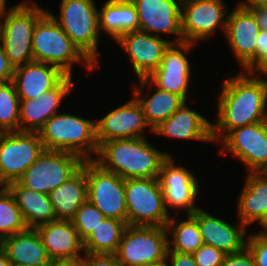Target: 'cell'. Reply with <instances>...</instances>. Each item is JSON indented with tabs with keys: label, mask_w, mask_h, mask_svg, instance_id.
I'll use <instances>...</instances> for the list:
<instances>
[{
	"label": "cell",
	"mask_w": 267,
	"mask_h": 266,
	"mask_svg": "<svg viewBox=\"0 0 267 266\" xmlns=\"http://www.w3.org/2000/svg\"><path fill=\"white\" fill-rule=\"evenodd\" d=\"M219 89L218 111L212 123L215 144L235 128L265 121L267 80L239 71L224 80Z\"/></svg>",
	"instance_id": "cell-1"
},
{
	"label": "cell",
	"mask_w": 267,
	"mask_h": 266,
	"mask_svg": "<svg viewBox=\"0 0 267 266\" xmlns=\"http://www.w3.org/2000/svg\"><path fill=\"white\" fill-rule=\"evenodd\" d=\"M170 156L141 137L103 142L93 161L123 179L159 178L162 164Z\"/></svg>",
	"instance_id": "cell-2"
},
{
	"label": "cell",
	"mask_w": 267,
	"mask_h": 266,
	"mask_svg": "<svg viewBox=\"0 0 267 266\" xmlns=\"http://www.w3.org/2000/svg\"><path fill=\"white\" fill-rule=\"evenodd\" d=\"M96 120L75 114L57 113L38 131L44 150L65 151L93 160L98 151Z\"/></svg>",
	"instance_id": "cell-3"
},
{
	"label": "cell",
	"mask_w": 267,
	"mask_h": 266,
	"mask_svg": "<svg viewBox=\"0 0 267 266\" xmlns=\"http://www.w3.org/2000/svg\"><path fill=\"white\" fill-rule=\"evenodd\" d=\"M32 54L34 61L56 66L68 76H72L75 63L84 64L87 72L90 73L96 68L48 12L37 21L34 27Z\"/></svg>",
	"instance_id": "cell-4"
},
{
	"label": "cell",
	"mask_w": 267,
	"mask_h": 266,
	"mask_svg": "<svg viewBox=\"0 0 267 266\" xmlns=\"http://www.w3.org/2000/svg\"><path fill=\"white\" fill-rule=\"evenodd\" d=\"M21 2L0 16V42L14 68L34 61L33 30L37 21L47 12L35 1Z\"/></svg>",
	"instance_id": "cell-5"
},
{
	"label": "cell",
	"mask_w": 267,
	"mask_h": 266,
	"mask_svg": "<svg viewBox=\"0 0 267 266\" xmlns=\"http://www.w3.org/2000/svg\"><path fill=\"white\" fill-rule=\"evenodd\" d=\"M59 15L47 12L78 49L96 66L99 64V21L94 0H61Z\"/></svg>",
	"instance_id": "cell-6"
},
{
	"label": "cell",
	"mask_w": 267,
	"mask_h": 266,
	"mask_svg": "<svg viewBox=\"0 0 267 266\" xmlns=\"http://www.w3.org/2000/svg\"><path fill=\"white\" fill-rule=\"evenodd\" d=\"M125 198L128 225L166 227L171 216L159 178L125 179Z\"/></svg>",
	"instance_id": "cell-7"
},
{
	"label": "cell",
	"mask_w": 267,
	"mask_h": 266,
	"mask_svg": "<svg viewBox=\"0 0 267 266\" xmlns=\"http://www.w3.org/2000/svg\"><path fill=\"white\" fill-rule=\"evenodd\" d=\"M166 227L130 226L123 233L116 256L123 266H147L167 258Z\"/></svg>",
	"instance_id": "cell-8"
},
{
	"label": "cell",
	"mask_w": 267,
	"mask_h": 266,
	"mask_svg": "<svg viewBox=\"0 0 267 266\" xmlns=\"http://www.w3.org/2000/svg\"><path fill=\"white\" fill-rule=\"evenodd\" d=\"M83 161L75 153L43 150L18 182L30 190L49 194L70 178Z\"/></svg>",
	"instance_id": "cell-9"
},
{
	"label": "cell",
	"mask_w": 267,
	"mask_h": 266,
	"mask_svg": "<svg viewBox=\"0 0 267 266\" xmlns=\"http://www.w3.org/2000/svg\"><path fill=\"white\" fill-rule=\"evenodd\" d=\"M87 200L107 218L127 223L125 179L101 168L93 160H85Z\"/></svg>",
	"instance_id": "cell-10"
},
{
	"label": "cell",
	"mask_w": 267,
	"mask_h": 266,
	"mask_svg": "<svg viewBox=\"0 0 267 266\" xmlns=\"http://www.w3.org/2000/svg\"><path fill=\"white\" fill-rule=\"evenodd\" d=\"M43 150L38 132L0 133V187L18 181Z\"/></svg>",
	"instance_id": "cell-11"
},
{
	"label": "cell",
	"mask_w": 267,
	"mask_h": 266,
	"mask_svg": "<svg viewBox=\"0 0 267 266\" xmlns=\"http://www.w3.org/2000/svg\"><path fill=\"white\" fill-rule=\"evenodd\" d=\"M225 4L223 0H183V40L196 44L211 38L220 28L224 34L229 15L226 8L228 5Z\"/></svg>",
	"instance_id": "cell-12"
},
{
	"label": "cell",
	"mask_w": 267,
	"mask_h": 266,
	"mask_svg": "<svg viewBox=\"0 0 267 266\" xmlns=\"http://www.w3.org/2000/svg\"><path fill=\"white\" fill-rule=\"evenodd\" d=\"M219 155L229 152L246 165L247 173L267 169V125L265 121L231 130L221 141Z\"/></svg>",
	"instance_id": "cell-13"
},
{
	"label": "cell",
	"mask_w": 267,
	"mask_h": 266,
	"mask_svg": "<svg viewBox=\"0 0 267 266\" xmlns=\"http://www.w3.org/2000/svg\"><path fill=\"white\" fill-rule=\"evenodd\" d=\"M95 126L98 146L116 139L144 137L145 128L154 133V128L135 97L95 121Z\"/></svg>",
	"instance_id": "cell-14"
},
{
	"label": "cell",
	"mask_w": 267,
	"mask_h": 266,
	"mask_svg": "<svg viewBox=\"0 0 267 266\" xmlns=\"http://www.w3.org/2000/svg\"><path fill=\"white\" fill-rule=\"evenodd\" d=\"M159 180L168 212L172 208L177 214L178 210L192 214L199 208L195 203L200 191L196 176L184 166H177L172 156L162 164Z\"/></svg>",
	"instance_id": "cell-15"
},
{
	"label": "cell",
	"mask_w": 267,
	"mask_h": 266,
	"mask_svg": "<svg viewBox=\"0 0 267 266\" xmlns=\"http://www.w3.org/2000/svg\"><path fill=\"white\" fill-rule=\"evenodd\" d=\"M135 5L139 31L151 35L172 34V43L184 42L181 20V0H131Z\"/></svg>",
	"instance_id": "cell-16"
},
{
	"label": "cell",
	"mask_w": 267,
	"mask_h": 266,
	"mask_svg": "<svg viewBox=\"0 0 267 266\" xmlns=\"http://www.w3.org/2000/svg\"><path fill=\"white\" fill-rule=\"evenodd\" d=\"M195 43H171L165 50L160 66L148 77L158 88L188 99L191 66L187 54Z\"/></svg>",
	"instance_id": "cell-17"
},
{
	"label": "cell",
	"mask_w": 267,
	"mask_h": 266,
	"mask_svg": "<svg viewBox=\"0 0 267 266\" xmlns=\"http://www.w3.org/2000/svg\"><path fill=\"white\" fill-rule=\"evenodd\" d=\"M117 43L129 56L132 69L140 79L149 77L160 66L165 50L172 40L134 31L122 35Z\"/></svg>",
	"instance_id": "cell-18"
},
{
	"label": "cell",
	"mask_w": 267,
	"mask_h": 266,
	"mask_svg": "<svg viewBox=\"0 0 267 266\" xmlns=\"http://www.w3.org/2000/svg\"><path fill=\"white\" fill-rule=\"evenodd\" d=\"M66 75L53 89L36 99L20 100L19 131L38 132L45 122L58 113L60 104L72 93L74 82Z\"/></svg>",
	"instance_id": "cell-19"
},
{
	"label": "cell",
	"mask_w": 267,
	"mask_h": 266,
	"mask_svg": "<svg viewBox=\"0 0 267 266\" xmlns=\"http://www.w3.org/2000/svg\"><path fill=\"white\" fill-rule=\"evenodd\" d=\"M191 215L197 220L205 245L213 246L226 254L238 253L246 248L247 226L239 220L233 225L202 208H198Z\"/></svg>",
	"instance_id": "cell-20"
},
{
	"label": "cell",
	"mask_w": 267,
	"mask_h": 266,
	"mask_svg": "<svg viewBox=\"0 0 267 266\" xmlns=\"http://www.w3.org/2000/svg\"><path fill=\"white\" fill-rule=\"evenodd\" d=\"M35 229L51 260H71L83 257V241L72 220L56 219Z\"/></svg>",
	"instance_id": "cell-21"
},
{
	"label": "cell",
	"mask_w": 267,
	"mask_h": 266,
	"mask_svg": "<svg viewBox=\"0 0 267 266\" xmlns=\"http://www.w3.org/2000/svg\"><path fill=\"white\" fill-rule=\"evenodd\" d=\"M259 25L250 10L236 5L229 12L224 35L234 58L243 67L254 55Z\"/></svg>",
	"instance_id": "cell-22"
},
{
	"label": "cell",
	"mask_w": 267,
	"mask_h": 266,
	"mask_svg": "<svg viewBox=\"0 0 267 266\" xmlns=\"http://www.w3.org/2000/svg\"><path fill=\"white\" fill-rule=\"evenodd\" d=\"M66 76L58 67L31 61L14 68L12 82L20 100L36 99Z\"/></svg>",
	"instance_id": "cell-23"
},
{
	"label": "cell",
	"mask_w": 267,
	"mask_h": 266,
	"mask_svg": "<svg viewBox=\"0 0 267 266\" xmlns=\"http://www.w3.org/2000/svg\"><path fill=\"white\" fill-rule=\"evenodd\" d=\"M154 134L173 139L213 143L212 122L189 108L186 102L168 119L155 127Z\"/></svg>",
	"instance_id": "cell-24"
},
{
	"label": "cell",
	"mask_w": 267,
	"mask_h": 266,
	"mask_svg": "<svg viewBox=\"0 0 267 266\" xmlns=\"http://www.w3.org/2000/svg\"><path fill=\"white\" fill-rule=\"evenodd\" d=\"M242 192L237 200V218L248 226L258 222L261 227L267 222V176L247 173Z\"/></svg>",
	"instance_id": "cell-25"
},
{
	"label": "cell",
	"mask_w": 267,
	"mask_h": 266,
	"mask_svg": "<svg viewBox=\"0 0 267 266\" xmlns=\"http://www.w3.org/2000/svg\"><path fill=\"white\" fill-rule=\"evenodd\" d=\"M1 248L12 266H48L51 262L40 235L34 228L3 238Z\"/></svg>",
	"instance_id": "cell-26"
},
{
	"label": "cell",
	"mask_w": 267,
	"mask_h": 266,
	"mask_svg": "<svg viewBox=\"0 0 267 266\" xmlns=\"http://www.w3.org/2000/svg\"><path fill=\"white\" fill-rule=\"evenodd\" d=\"M139 82L140 86L135 84L132 93L153 128L168 119L184 102H188L180 95L158 88L148 77L140 78ZM144 87L156 91L146 98V95L142 96Z\"/></svg>",
	"instance_id": "cell-27"
},
{
	"label": "cell",
	"mask_w": 267,
	"mask_h": 266,
	"mask_svg": "<svg viewBox=\"0 0 267 266\" xmlns=\"http://www.w3.org/2000/svg\"><path fill=\"white\" fill-rule=\"evenodd\" d=\"M6 188L14 196L27 228H36L56 220L49 194L30 190L18 181L9 183Z\"/></svg>",
	"instance_id": "cell-28"
},
{
	"label": "cell",
	"mask_w": 267,
	"mask_h": 266,
	"mask_svg": "<svg viewBox=\"0 0 267 266\" xmlns=\"http://www.w3.org/2000/svg\"><path fill=\"white\" fill-rule=\"evenodd\" d=\"M99 31L116 42L128 32L139 31V20L131 0H107L98 10Z\"/></svg>",
	"instance_id": "cell-29"
},
{
	"label": "cell",
	"mask_w": 267,
	"mask_h": 266,
	"mask_svg": "<svg viewBox=\"0 0 267 266\" xmlns=\"http://www.w3.org/2000/svg\"><path fill=\"white\" fill-rule=\"evenodd\" d=\"M56 219H72L87 201L85 160L82 166L58 188L49 193Z\"/></svg>",
	"instance_id": "cell-30"
},
{
	"label": "cell",
	"mask_w": 267,
	"mask_h": 266,
	"mask_svg": "<svg viewBox=\"0 0 267 266\" xmlns=\"http://www.w3.org/2000/svg\"><path fill=\"white\" fill-rule=\"evenodd\" d=\"M127 226L124 221L105 217L83 241L84 253L116 254Z\"/></svg>",
	"instance_id": "cell-31"
},
{
	"label": "cell",
	"mask_w": 267,
	"mask_h": 266,
	"mask_svg": "<svg viewBox=\"0 0 267 266\" xmlns=\"http://www.w3.org/2000/svg\"><path fill=\"white\" fill-rule=\"evenodd\" d=\"M185 216V220L179 221L175 214L167 222V234L172 238H168V250L193 254L204 243L197 220L191 214Z\"/></svg>",
	"instance_id": "cell-32"
},
{
	"label": "cell",
	"mask_w": 267,
	"mask_h": 266,
	"mask_svg": "<svg viewBox=\"0 0 267 266\" xmlns=\"http://www.w3.org/2000/svg\"><path fill=\"white\" fill-rule=\"evenodd\" d=\"M0 240L27 229L14 196L6 187H0Z\"/></svg>",
	"instance_id": "cell-33"
},
{
	"label": "cell",
	"mask_w": 267,
	"mask_h": 266,
	"mask_svg": "<svg viewBox=\"0 0 267 266\" xmlns=\"http://www.w3.org/2000/svg\"><path fill=\"white\" fill-rule=\"evenodd\" d=\"M20 99L12 81L0 83V133L19 131Z\"/></svg>",
	"instance_id": "cell-34"
},
{
	"label": "cell",
	"mask_w": 267,
	"mask_h": 266,
	"mask_svg": "<svg viewBox=\"0 0 267 266\" xmlns=\"http://www.w3.org/2000/svg\"><path fill=\"white\" fill-rule=\"evenodd\" d=\"M104 218V214L87 200L79 207L71 220L80 239L84 241Z\"/></svg>",
	"instance_id": "cell-35"
},
{
	"label": "cell",
	"mask_w": 267,
	"mask_h": 266,
	"mask_svg": "<svg viewBox=\"0 0 267 266\" xmlns=\"http://www.w3.org/2000/svg\"><path fill=\"white\" fill-rule=\"evenodd\" d=\"M246 248L252 254L256 266H267V233L262 231L250 233Z\"/></svg>",
	"instance_id": "cell-36"
},
{
	"label": "cell",
	"mask_w": 267,
	"mask_h": 266,
	"mask_svg": "<svg viewBox=\"0 0 267 266\" xmlns=\"http://www.w3.org/2000/svg\"><path fill=\"white\" fill-rule=\"evenodd\" d=\"M226 255L222 250L205 244L193 253L197 266H221Z\"/></svg>",
	"instance_id": "cell-37"
},
{
	"label": "cell",
	"mask_w": 267,
	"mask_h": 266,
	"mask_svg": "<svg viewBox=\"0 0 267 266\" xmlns=\"http://www.w3.org/2000/svg\"><path fill=\"white\" fill-rule=\"evenodd\" d=\"M82 266H123L115 254L84 253Z\"/></svg>",
	"instance_id": "cell-38"
},
{
	"label": "cell",
	"mask_w": 267,
	"mask_h": 266,
	"mask_svg": "<svg viewBox=\"0 0 267 266\" xmlns=\"http://www.w3.org/2000/svg\"><path fill=\"white\" fill-rule=\"evenodd\" d=\"M267 54V31L258 33L255 46V55L242 67L241 71L249 72Z\"/></svg>",
	"instance_id": "cell-39"
},
{
	"label": "cell",
	"mask_w": 267,
	"mask_h": 266,
	"mask_svg": "<svg viewBox=\"0 0 267 266\" xmlns=\"http://www.w3.org/2000/svg\"><path fill=\"white\" fill-rule=\"evenodd\" d=\"M221 266H256V264L250 251L245 248L238 253L227 254Z\"/></svg>",
	"instance_id": "cell-40"
},
{
	"label": "cell",
	"mask_w": 267,
	"mask_h": 266,
	"mask_svg": "<svg viewBox=\"0 0 267 266\" xmlns=\"http://www.w3.org/2000/svg\"><path fill=\"white\" fill-rule=\"evenodd\" d=\"M170 266H197L193 254L167 251V258Z\"/></svg>",
	"instance_id": "cell-41"
},
{
	"label": "cell",
	"mask_w": 267,
	"mask_h": 266,
	"mask_svg": "<svg viewBox=\"0 0 267 266\" xmlns=\"http://www.w3.org/2000/svg\"><path fill=\"white\" fill-rule=\"evenodd\" d=\"M14 67L10 64L4 48L0 42V83L12 81Z\"/></svg>",
	"instance_id": "cell-42"
},
{
	"label": "cell",
	"mask_w": 267,
	"mask_h": 266,
	"mask_svg": "<svg viewBox=\"0 0 267 266\" xmlns=\"http://www.w3.org/2000/svg\"><path fill=\"white\" fill-rule=\"evenodd\" d=\"M249 10L255 16L259 28L267 31V6H260Z\"/></svg>",
	"instance_id": "cell-43"
},
{
	"label": "cell",
	"mask_w": 267,
	"mask_h": 266,
	"mask_svg": "<svg viewBox=\"0 0 267 266\" xmlns=\"http://www.w3.org/2000/svg\"><path fill=\"white\" fill-rule=\"evenodd\" d=\"M249 72L256 77L267 80V54Z\"/></svg>",
	"instance_id": "cell-44"
},
{
	"label": "cell",
	"mask_w": 267,
	"mask_h": 266,
	"mask_svg": "<svg viewBox=\"0 0 267 266\" xmlns=\"http://www.w3.org/2000/svg\"><path fill=\"white\" fill-rule=\"evenodd\" d=\"M237 6L249 10L260 6H267V0H244L239 2Z\"/></svg>",
	"instance_id": "cell-45"
},
{
	"label": "cell",
	"mask_w": 267,
	"mask_h": 266,
	"mask_svg": "<svg viewBox=\"0 0 267 266\" xmlns=\"http://www.w3.org/2000/svg\"><path fill=\"white\" fill-rule=\"evenodd\" d=\"M48 266H82L81 259L51 260Z\"/></svg>",
	"instance_id": "cell-46"
},
{
	"label": "cell",
	"mask_w": 267,
	"mask_h": 266,
	"mask_svg": "<svg viewBox=\"0 0 267 266\" xmlns=\"http://www.w3.org/2000/svg\"><path fill=\"white\" fill-rule=\"evenodd\" d=\"M0 266H12L5 251L0 248Z\"/></svg>",
	"instance_id": "cell-47"
},
{
	"label": "cell",
	"mask_w": 267,
	"mask_h": 266,
	"mask_svg": "<svg viewBox=\"0 0 267 266\" xmlns=\"http://www.w3.org/2000/svg\"><path fill=\"white\" fill-rule=\"evenodd\" d=\"M7 0H0V12H4L10 8H13L14 6L16 5H12L11 7H7V3H6Z\"/></svg>",
	"instance_id": "cell-48"
},
{
	"label": "cell",
	"mask_w": 267,
	"mask_h": 266,
	"mask_svg": "<svg viewBox=\"0 0 267 266\" xmlns=\"http://www.w3.org/2000/svg\"><path fill=\"white\" fill-rule=\"evenodd\" d=\"M147 266H170L169 264V261L167 259L161 261V262H158V263H155V264H150V265H147Z\"/></svg>",
	"instance_id": "cell-49"
},
{
	"label": "cell",
	"mask_w": 267,
	"mask_h": 266,
	"mask_svg": "<svg viewBox=\"0 0 267 266\" xmlns=\"http://www.w3.org/2000/svg\"><path fill=\"white\" fill-rule=\"evenodd\" d=\"M259 231L267 233V222L262 226V230H259Z\"/></svg>",
	"instance_id": "cell-50"
},
{
	"label": "cell",
	"mask_w": 267,
	"mask_h": 266,
	"mask_svg": "<svg viewBox=\"0 0 267 266\" xmlns=\"http://www.w3.org/2000/svg\"><path fill=\"white\" fill-rule=\"evenodd\" d=\"M265 123L267 125V110H266V114H265Z\"/></svg>",
	"instance_id": "cell-51"
},
{
	"label": "cell",
	"mask_w": 267,
	"mask_h": 266,
	"mask_svg": "<svg viewBox=\"0 0 267 266\" xmlns=\"http://www.w3.org/2000/svg\"><path fill=\"white\" fill-rule=\"evenodd\" d=\"M263 173L267 176V169Z\"/></svg>",
	"instance_id": "cell-52"
}]
</instances>
